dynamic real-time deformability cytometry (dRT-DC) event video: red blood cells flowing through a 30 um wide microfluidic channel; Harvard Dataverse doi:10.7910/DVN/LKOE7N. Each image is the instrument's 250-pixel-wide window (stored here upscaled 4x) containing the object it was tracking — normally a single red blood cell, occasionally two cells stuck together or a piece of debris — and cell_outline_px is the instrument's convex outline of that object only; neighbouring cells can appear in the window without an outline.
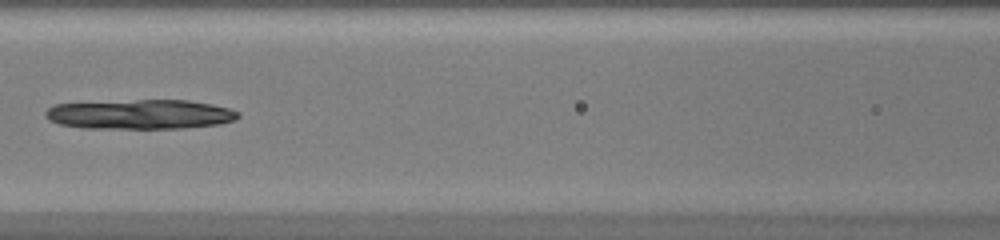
{"species": "common noctule bat (a hibernating species)", "species_latin": "Nyctalus noctula", "temperature_condition": "warm", "stored_images_in_passage": 31, "camera_frame_rate_fps": 3000, "um_per_image_px": 0.085, "animal": {"sex": "female", "body_mass_g": 20.0, "forearm_length_mm": 54.0}, "frame": {"image": 1, "passage_image": 8, "time_ms": 2.333, "image_size_px": [1000, 240], "cell_outline_px": [[240, 116], [236, 120], [220, 124], [184, 128], [84, 128], [60, 124], [48, 120], [44, 116], [44, 112], [48, 108], [56, 104], [136, 100], [188, 100], [212, 104], [228, 108], [240, 112]], "centroid_in_image_um": [11.94, 9.72], "position_along_channel_um": 154.7, "area_um2": 33.29}}
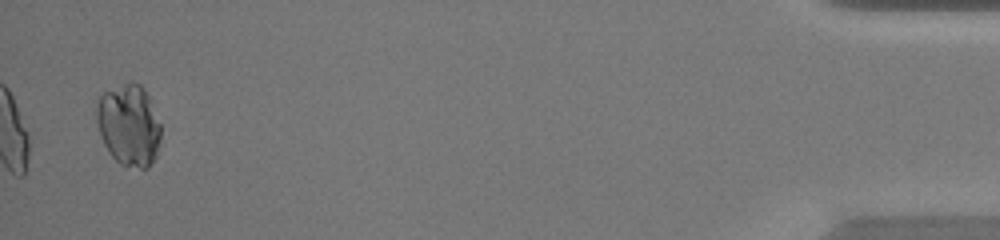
{"frame": {"image": 2, "passage_image": 31, "time_ms": 10.0, "image_size_px": [1000, 240], "cell_outline_px": [[160, 140], [156, 156], [148, 168], [140, 168], [120, 164], [108, 152], [100, 136], [96, 120], [96, 104], [100, 96], [104, 92], [128, 84], [140, 84], [144, 88], [148, 96], [160, 124]], "centroid_in_image_um": [10.94, 10.67], "position_along_channel_um": 424.3, "area_um2": 30.23}}